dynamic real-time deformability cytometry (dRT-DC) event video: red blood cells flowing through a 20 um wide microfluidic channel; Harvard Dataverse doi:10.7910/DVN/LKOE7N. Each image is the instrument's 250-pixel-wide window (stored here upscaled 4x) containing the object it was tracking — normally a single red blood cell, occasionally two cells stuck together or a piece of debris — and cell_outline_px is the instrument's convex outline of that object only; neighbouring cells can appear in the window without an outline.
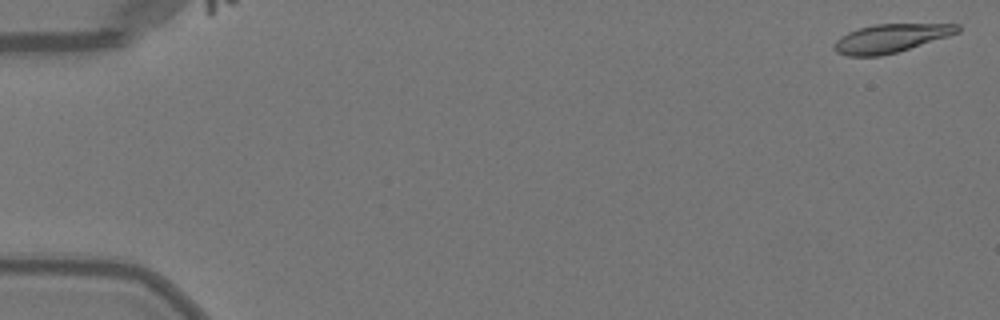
{"species": "Egyptian fruit bat (a non-hibernating species)", "species_latin": "Rousettus aegyptiacus", "temperature_condition": "warm", "stored_images_in_passage": 7, "camera_frame_rate_fps": 3000, "um_per_image_px": 0.085, "animal": {"sex": "female"}, "frame": {"image": 1, "passage_image": 2, "time_ms": 0.333, "image_size_px": [1000, 320], "cell_outline_px": [[960, 32], [948, 36], [896, 52], [880, 56], [848, 56], [836, 52], [832, 48], [836, 40], [840, 36], [848, 32], [860, 28], [876, 24], [960, 24]], "centroid_in_image_um": [75.68, 3.25], "position_along_channel_um": 9.3, "area_um2": 20.29}}